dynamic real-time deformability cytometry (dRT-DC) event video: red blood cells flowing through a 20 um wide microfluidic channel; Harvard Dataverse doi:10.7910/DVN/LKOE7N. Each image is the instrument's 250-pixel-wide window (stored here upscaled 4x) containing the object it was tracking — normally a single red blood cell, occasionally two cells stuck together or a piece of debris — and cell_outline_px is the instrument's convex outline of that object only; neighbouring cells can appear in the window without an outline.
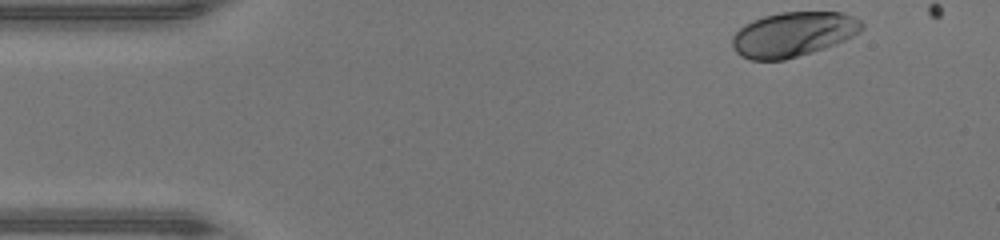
{"species": "human", "species_latin": "Homo sapiens", "temperature_condition": "warm", "stored_images_in_passage": 37, "camera_frame_rate_fps": 3000, "um_per_image_px": 0.085, "donor": {"sex": "male"}, "frame": {"image": 1, "passage_image": 1, "time_ms": 0.0, "image_size_px": [1000, 240], "cell_outline_px": [[864, 28], [860, 32], [836, 44], [812, 52], [784, 60], [748, 60], [740, 56], [736, 52], [732, 44], [732, 36], [744, 24], [752, 20], [764, 16], [780, 12], [844, 12], [860, 20], [864, 24]], "centroid_in_image_um": [67.42, 2.92], "position_along_channel_um": 17.6, "area_um2": 33.93}}
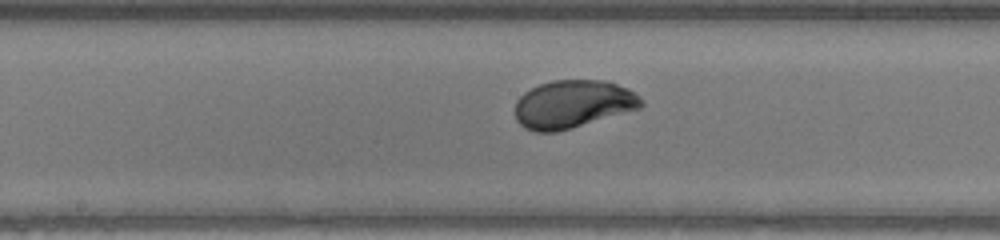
{"frame": {"image": 2, "passage_image": 20, "time_ms": 6.333, "image_size_px": [1000, 240], "cell_outline_px": [[644, 104], [640, 108], [572, 128], [556, 132], [536, 132], [524, 128], [516, 120], [516, 100], [524, 92], [540, 84], [552, 80], [604, 80], [628, 88], [640, 96], [644, 100]], "centroid_in_image_um": [48.7, 8.85], "position_along_channel_um": 199.5, "area_um2": 35.32}}
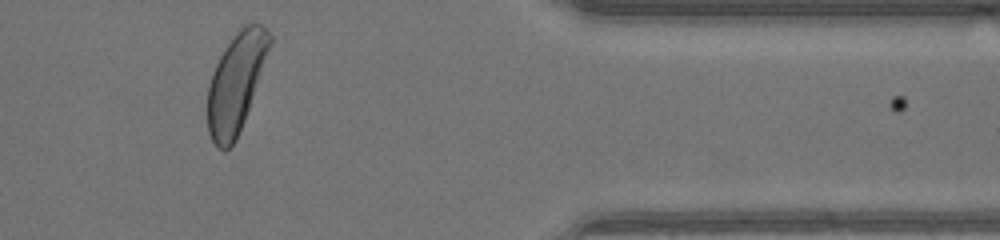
{"frame": {"image": 3, "passage_image": 35, "time_ms": 11.333, "image_size_px": [1000, 240], "cell_outline_px": [[272, 44], [244, 120], [236, 140], [228, 148], [220, 148], [212, 140], [208, 132], [208, 84], [212, 72], [224, 48], [236, 32], [244, 24], [252, 20], [260, 24], [272, 36]], "centroid_in_image_um": [20.07, 6.96], "position_along_channel_um": 391.3, "area_um2": 35.55}, "authors_computed_cell_mechanics": {"area_um2": 34.5066, "velocity_mm_per_s": 4.411, "shape_relaxation_time_tau1_ms": 1.901, "shape_relaxation_time_tau2_ms": null, "deformation_change_tau1": 0.1452, "deformation_change_tau2": null}}